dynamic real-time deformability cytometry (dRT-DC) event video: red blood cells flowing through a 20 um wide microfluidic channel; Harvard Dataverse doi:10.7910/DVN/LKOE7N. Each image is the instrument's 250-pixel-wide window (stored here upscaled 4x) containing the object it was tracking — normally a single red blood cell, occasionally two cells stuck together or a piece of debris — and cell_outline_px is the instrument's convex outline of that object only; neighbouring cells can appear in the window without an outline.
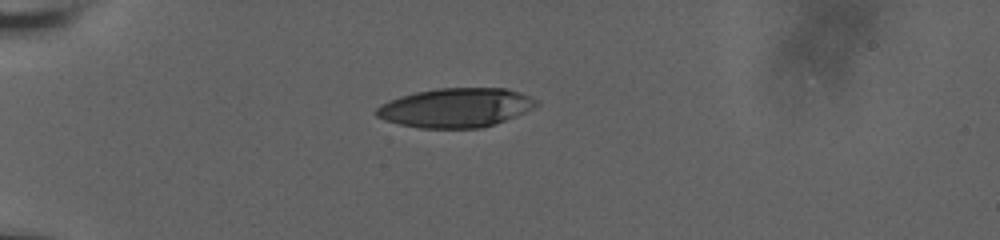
{"species": "human", "species_latin": "Homo sapiens", "temperature_condition": "room temperature", "stored_images_in_passage": 15, "camera_frame_rate_fps": 3000, "um_per_image_px": 0.085, "donor": {"sex": "male"}, "frame": {"image": 1, "passage_image": 1, "time_ms": 0.0, "image_size_px": [1000, 240], "cell_outline_px": [[540, 104], [496, 124], [484, 128], [420, 128], [400, 124], [384, 120], [376, 116], [372, 112], [380, 104], [400, 96], [416, 92], [436, 88], [504, 88], [520, 92], [540, 100]], "centroid_in_image_um": [38.72, 9.15], "position_along_channel_um": 46.3, "area_um2": 36.7}}